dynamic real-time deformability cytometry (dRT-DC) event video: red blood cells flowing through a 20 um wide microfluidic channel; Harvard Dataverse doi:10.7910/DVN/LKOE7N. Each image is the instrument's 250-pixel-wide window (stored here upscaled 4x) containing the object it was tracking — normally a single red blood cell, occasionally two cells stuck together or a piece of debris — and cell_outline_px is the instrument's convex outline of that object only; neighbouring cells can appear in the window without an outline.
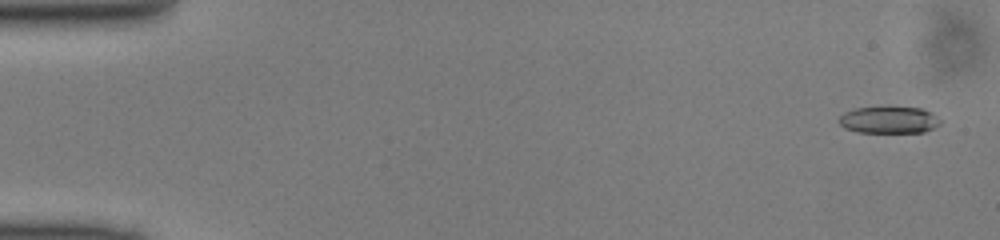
{"species": "common noctule bat (a hibernating species)", "species_latin": "Nyctalus noctula", "temperature_condition": "cold", "stored_images_in_passage": 49, "camera_frame_rate_fps": 3000, "um_per_image_px": 0.085, "animal": {"sex": "male", "body_mass_g": 13.0, "forearm_length_mm": 53.1}, "frame": {"image": 1, "passage_image": 2, "time_ms": 0.333, "image_size_px": [1000, 240], "cell_outline_px": [[940, 124], [924, 132], [856, 132], [844, 128], [840, 124], [840, 116], [844, 112], [852, 108], [920, 108], [932, 112], [940, 120]], "centroid_in_image_um": [75.54, 10.2], "position_along_channel_um": 9.5, "area_um2": 15.61}}
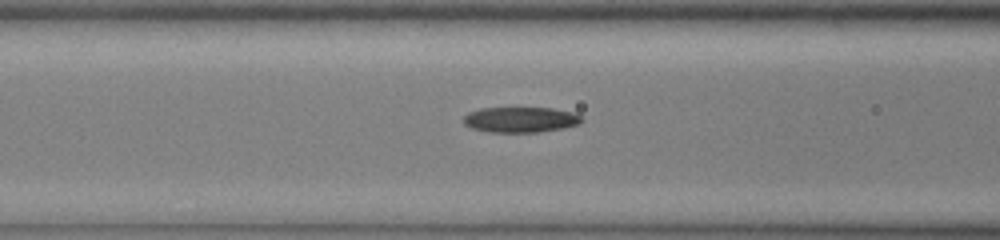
{"frame": {"image": 2, "passage_image": 20, "time_ms": 6.333, "image_size_px": [1000, 240], "cell_outline_px": [[584, 120], [580, 124], [564, 128], [536, 132], [488, 132], [472, 128], [464, 124], [464, 116], [468, 112], [480, 108], [552, 108], [576, 112]], "centroid_in_image_um": [44.28, 10.16], "position_along_channel_um": 122.3, "area_um2": 17.69}}
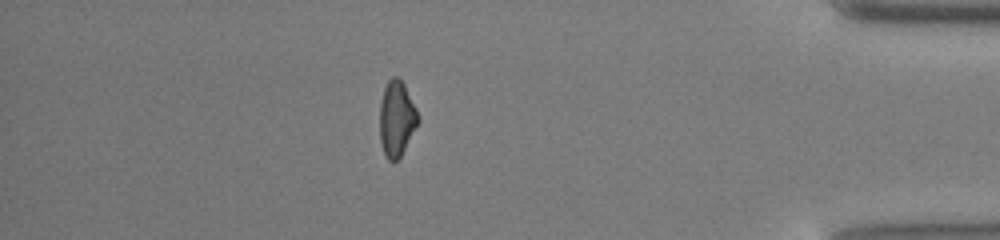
{"frame": {"image": 3, "passage_image": 43, "time_ms": 14.0, "image_size_px": [1000, 240], "cell_outline_px": [[420, 120], [400, 156], [392, 164], [388, 160], [384, 152], [380, 140], [380, 100], [384, 88], [388, 80], [392, 76], [396, 76], [404, 84], [416, 108]], "centroid_in_image_um": [33.7, 10.08], "position_along_channel_um": 401.5, "area_um2": 16.76}}